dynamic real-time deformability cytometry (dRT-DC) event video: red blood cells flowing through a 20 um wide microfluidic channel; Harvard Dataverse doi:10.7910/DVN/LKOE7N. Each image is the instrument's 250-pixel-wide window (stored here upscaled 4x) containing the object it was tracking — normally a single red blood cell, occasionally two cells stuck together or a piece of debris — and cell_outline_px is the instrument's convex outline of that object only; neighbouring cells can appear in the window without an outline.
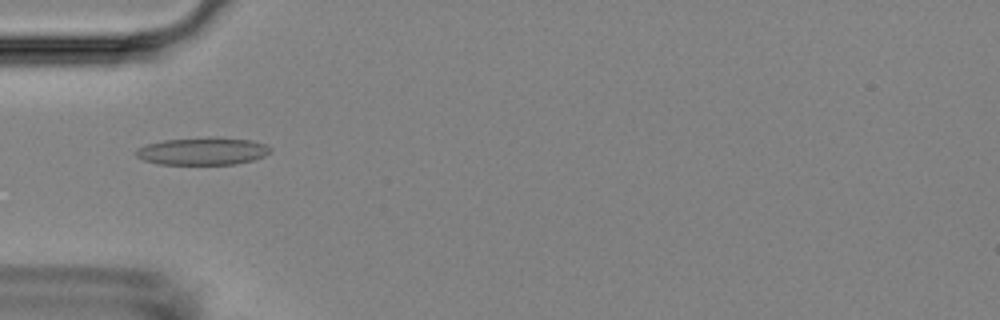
{"species": "Egyptian fruit bat (a non-hibernating species)", "species_latin": "Rousettus aegyptiacus", "temperature_condition": "room temperature", "stored_images_in_passage": 55, "camera_frame_rate_fps": 3000, "um_per_image_px": 0.085, "animal": {"sex": "female"}, "frame": {"image": 1, "passage_image": 18, "time_ms": 5.667, "image_size_px": [1000, 320], "cell_outline_px": [[272, 148], [264, 156], [252, 160], [236, 164], [156, 164], [144, 160], [136, 156], [136, 152], [140, 148], [148, 144], [164, 140], [208, 136], [216, 136], [252, 140], [268, 144]], "centroid_in_image_um": [17.27, 12.83], "position_along_channel_um": 67.7, "area_um2": 21.73}}
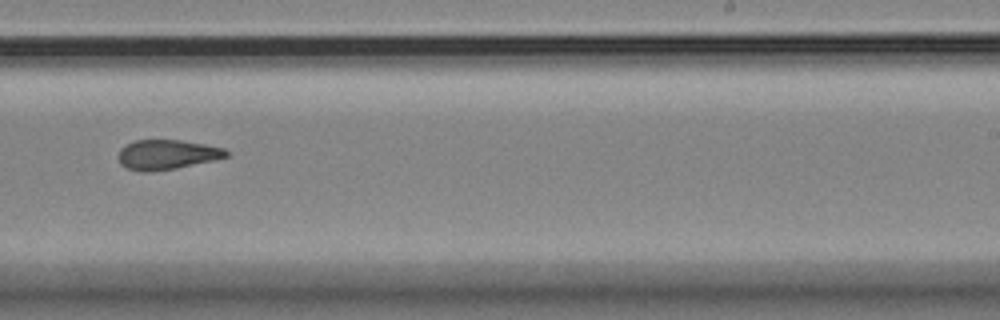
{"frame": {"image": 2, "passage_image": 35, "time_ms": 11.333, "image_size_px": [1000, 320], "cell_outline_px": [[228, 156], [212, 160], [176, 168], [152, 172], [140, 172], [128, 168], [120, 164], [120, 148], [136, 140], [180, 140], [204, 144], [224, 148], [228, 152]], "centroid_in_image_um": [14.18, 13.14], "position_along_channel_um": 274.8, "area_um2": 18.44}}
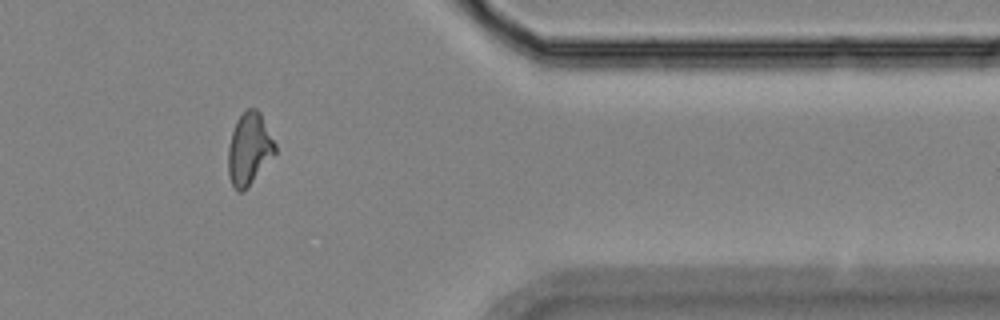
{"frame": {"image": 3, "passage_image": 46, "time_ms": 15.0, "image_size_px": [1000, 320], "cell_outline_px": [[276, 152], [248, 188], [240, 192], [236, 192], [228, 176], [228, 148], [232, 132], [236, 120], [248, 108], [256, 108], [260, 112], [276, 144]], "centroid_in_image_um": [21.18, 12.68], "position_along_channel_um": 390.2, "area_um2": 19.77}, "authors_computed_cell_mechanics": {"area_um2": 19.4786, "velocity_mm_per_s": 3.6417, "shape_relaxation_time_tau1_ms": null, "shape_relaxation_time_tau2_ms": 4.5763, "deformation_change_tau1": null, "deformation_change_tau2": 0.1363}}